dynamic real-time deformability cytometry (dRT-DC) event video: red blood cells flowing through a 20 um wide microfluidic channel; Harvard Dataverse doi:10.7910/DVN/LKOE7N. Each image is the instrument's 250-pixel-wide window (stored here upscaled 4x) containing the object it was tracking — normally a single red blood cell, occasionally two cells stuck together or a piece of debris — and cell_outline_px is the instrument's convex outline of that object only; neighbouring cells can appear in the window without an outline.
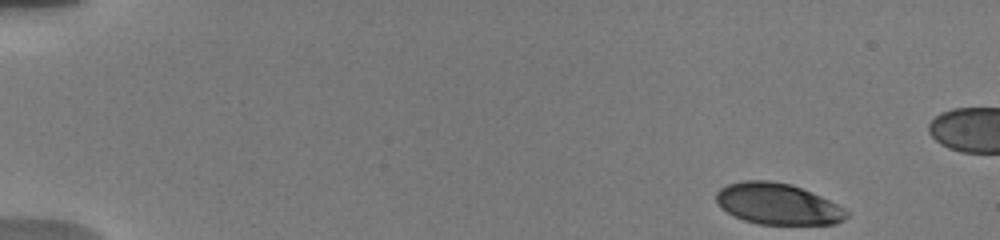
{"species": "human", "species_latin": "Homo sapiens", "temperature_condition": "warm", "stored_images_in_passage": 24, "camera_frame_rate_fps": 3000, "um_per_image_px": 0.085, "donor": {"sex": "male"}, "frame": {"image": 1, "passage_image": 1, "time_ms": 0.0, "image_size_px": [1000, 240], "cell_outline_px": [[848, 216], [844, 220], [836, 224], [760, 224], [744, 220], [720, 208], [716, 200], [716, 192], [720, 188], [728, 184], [744, 180], [768, 180], [792, 184], [820, 196], [844, 208], [848, 212]], "centroid_in_image_um": [66.09, 17.33], "position_along_channel_um": 18.9, "area_um2": 31.21}}